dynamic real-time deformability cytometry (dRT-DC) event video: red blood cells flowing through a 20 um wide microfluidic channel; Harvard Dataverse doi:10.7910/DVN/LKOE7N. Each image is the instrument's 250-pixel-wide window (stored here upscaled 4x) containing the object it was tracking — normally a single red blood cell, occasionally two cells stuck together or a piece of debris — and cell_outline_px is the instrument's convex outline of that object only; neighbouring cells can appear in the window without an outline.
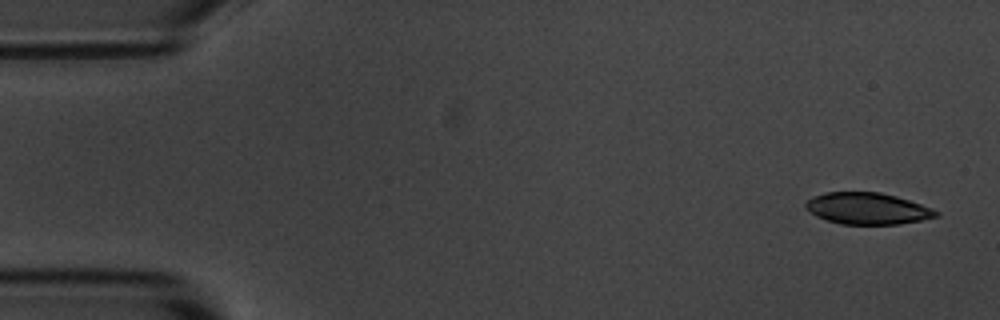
{"species": "common noctule bat (a hibernating species)", "species_latin": "Nyctalus noctula", "temperature_condition": "room temperature", "stored_images_in_passage": 5, "camera_frame_rate_fps": 3000, "um_per_image_px": 0.085, "animal": {"sex": "male", "body_mass_g": 20.1, "forearm_length_mm": 53.5}, "frame": {"image": 1, "passage_image": 1, "time_ms": 0.0, "image_size_px": [1000, 320], "cell_outline_px": [[940, 216], [900, 224], [840, 224], [816, 216], [804, 208], [804, 204], [808, 200], [824, 192], [880, 192], [896, 196], [932, 208], [940, 212]], "centroid_in_image_um": [73.74, 17.72], "position_along_channel_um": 11.3, "area_um2": 23.93}}
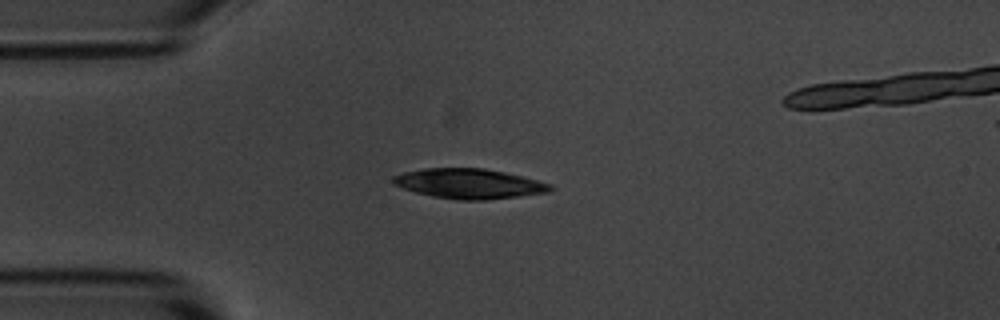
{"frame": {"image": 2, "passage_image": 4, "time_ms": 3.667, "image_size_px": [1000, 320], "cell_outline_px": [[556, 188], [552, 192], [484, 200], [460, 200], [432, 196], [416, 192], [392, 184], [392, 176], [404, 172], [424, 168], [484, 168], [504, 172], [552, 184]], "centroid_in_image_um": [39.89, 15.61], "position_along_channel_um": 45.1, "area_um2": 27.4}}